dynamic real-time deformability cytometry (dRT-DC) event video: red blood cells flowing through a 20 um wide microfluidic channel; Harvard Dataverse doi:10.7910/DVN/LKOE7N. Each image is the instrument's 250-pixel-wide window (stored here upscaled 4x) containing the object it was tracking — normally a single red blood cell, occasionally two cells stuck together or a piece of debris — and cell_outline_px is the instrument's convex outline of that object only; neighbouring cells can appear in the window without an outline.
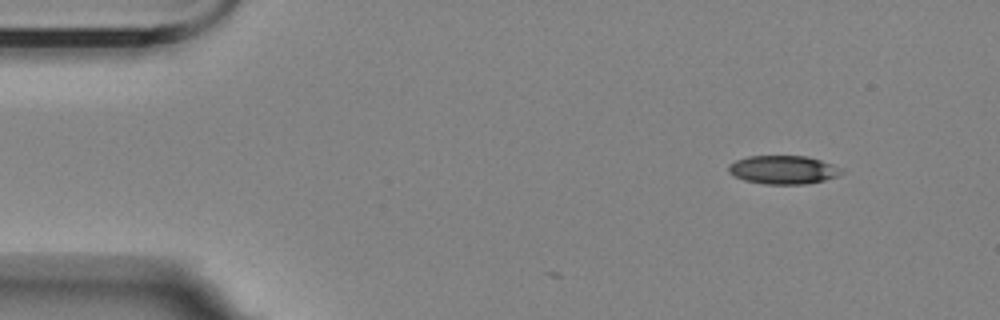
{"species": "Egyptian fruit bat (a non-hibernating species)", "species_latin": "Rousettus aegyptiacus", "temperature_condition": "room temperature", "stored_images_in_passage": 5, "camera_frame_rate_fps": 3000, "um_per_image_px": 0.085, "animal": {"sex": "female"}, "frame": {"image": 1, "passage_image": 1, "time_ms": 0.0, "image_size_px": [1000, 320], "cell_outline_px": [[844, 172], [836, 176], [824, 180], [804, 184], [764, 184], [744, 180], [728, 172], [728, 164], [736, 160], [748, 156], [808, 156], [832, 164]], "centroid_in_image_um": [66.53, 14.43], "position_along_channel_um": 18.5, "area_um2": 18.61}}
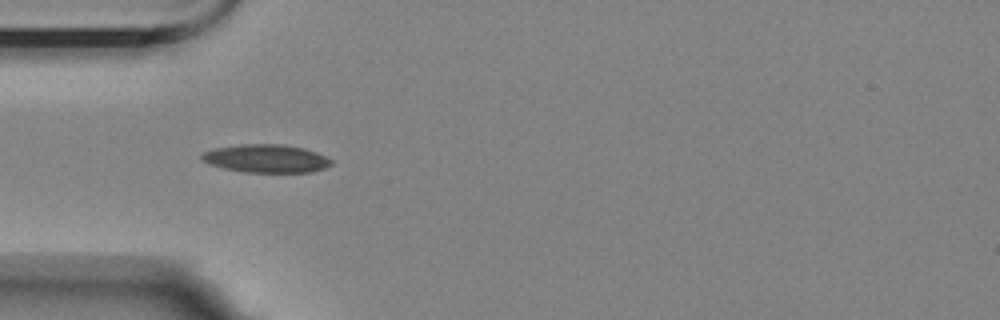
{"frame": {"image": 2, "passage_image": 4, "time_ms": 3.667, "image_size_px": [1000, 320], "cell_outline_px": [[332, 164], [324, 168], [312, 172], [244, 172], [224, 168], [208, 164], [200, 156], [204, 152], [216, 148], [240, 144], [280, 144], [304, 148], [316, 152], [332, 160]], "centroid_in_image_um": [22.63, 13.47], "position_along_channel_um": 62.4, "area_um2": 21.1}}
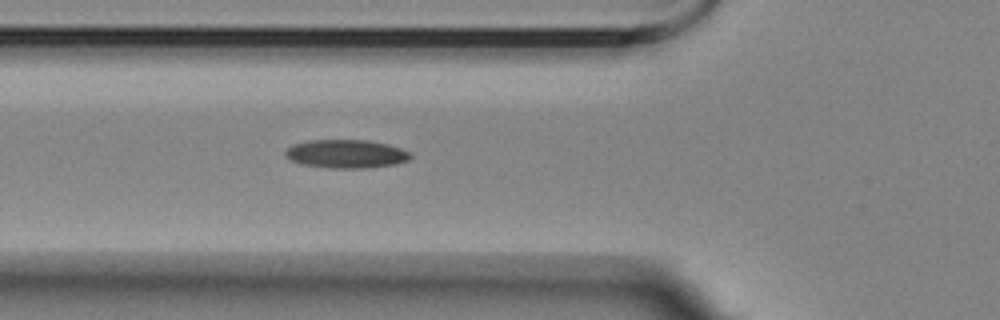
{"frame": {"image": 3, "passage_image": 5, "time_ms": 4.667, "image_size_px": [1000, 320], "cell_outline_px": [[412, 156], [408, 160], [396, 164], [368, 168], [328, 168], [300, 164], [284, 156], [284, 152], [292, 144], [308, 140], [368, 140], [388, 144], [412, 152]], "centroid_in_image_um": [29.43, 13.08], "position_along_channel_um": 96.4, "area_um2": 20.98}}